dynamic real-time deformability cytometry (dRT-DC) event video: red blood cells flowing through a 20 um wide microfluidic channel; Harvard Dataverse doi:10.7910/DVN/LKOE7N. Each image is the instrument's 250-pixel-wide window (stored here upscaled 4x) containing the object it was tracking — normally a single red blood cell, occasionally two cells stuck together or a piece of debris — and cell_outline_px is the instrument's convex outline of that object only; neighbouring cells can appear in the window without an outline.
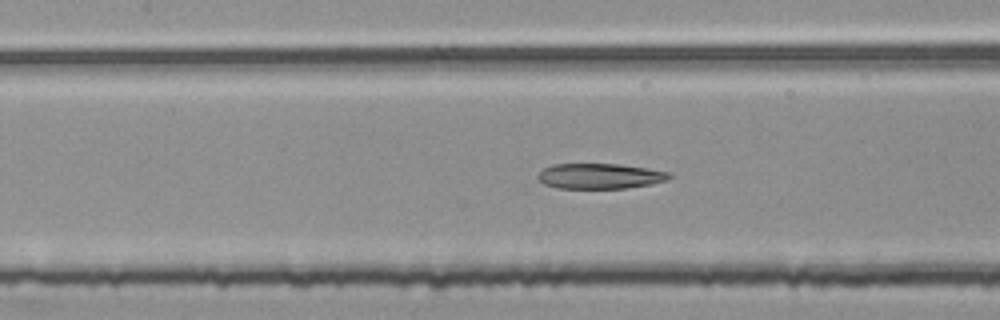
{"species": "common noctule bat (a hibernating species)", "species_latin": "Nyctalus noctula", "temperature_condition": "room temperature", "stored_images_in_passage": 53, "segment_of_instrument_passage": [2, 2], "camera_frame_rate_fps": 3000, "um_per_image_px": 0.085, "animal": {"sex": "female", "body_mass_g": 25.1}, "frame": {"image": 1, "passage_image": 24, "time_ms": 7.667, "image_size_px": [1000, 320], "cell_outline_px": [[672, 176], [668, 180], [652, 184], [624, 188], [556, 188], [544, 184], [536, 176], [544, 168], [552, 164], [620, 164], [648, 168], [668, 172]], "centroid_in_image_um": [50.99, 14.96], "position_along_channel_um": 156.4, "area_um2": 19.42}}
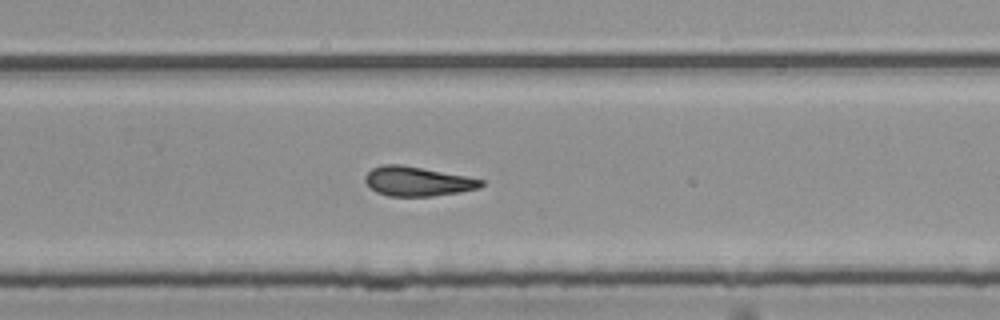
{"frame": {"image": 2, "passage_image": 35, "time_ms": 11.333, "image_size_px": [1000, 320], "cell_outline_px": [[484, 184], [480, 188], [460, 192], [432, 196], [388, 196], [376, 192], [364, 180], [364, 176], [372, 168], [384, 164], [400, 164], [464, 176], [484, 180]], "centroid_in_image_um": [35.47, 15.42], "position_along_channel_um": 294.3, "area_um2": 19.71}}
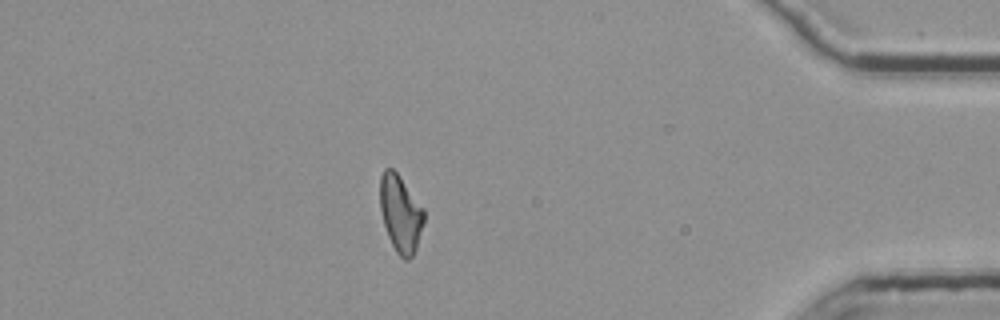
{"frame": {"image": 3, "passage_image": 47, "time_ms": 15.333, "image_size_px": [1000, 320], "cell_outline_px": [[424, 220], [416, 248], [412, 256], [408, 260], [404, 260], [396, 252], [388, 236], [384, 224], [380, 208], [380, 176], [384, 168], [392, 168], [396, 172], [424, 208]], "centroid_in_image_um": [34.03, 18.15], "position_along_channel_um": 401.2, "area_um2": 19.54}}